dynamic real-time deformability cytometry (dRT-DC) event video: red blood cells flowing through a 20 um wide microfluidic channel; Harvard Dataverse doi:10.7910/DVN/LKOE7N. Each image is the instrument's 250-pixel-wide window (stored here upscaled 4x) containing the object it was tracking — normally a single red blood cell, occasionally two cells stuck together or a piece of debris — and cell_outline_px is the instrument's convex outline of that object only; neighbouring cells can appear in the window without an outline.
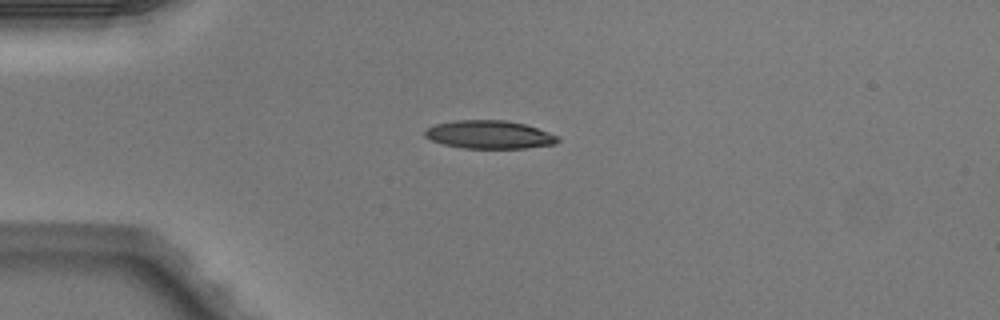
{"species": "Egyptian fruit bat (a non-hibernating species)", "species_latin": "Rousettus aegyptiacus", "temperature_condition": "warm", "stored_images_in_passage": 3, "camera_frame_rate_fps": 3000, "um_per_image_px": 0.085, "animal": {"sex": "male"}, "frame": {"image": 1, "passage_image": 2, "time_ms": 0.333, "image_size_px": [1000, 320], "cell_outline_px": [[560, 140], [556, 144], [524, 148], [464, 148], [444, 144], [432, 140], [424, 136], [424, 128], [436, 124], [456, 120], [504, 120], [524, 124], [560, 136]], "centroid_in_image_um": [41.59, 11.44], "position_along_channel_um": 43.4, "area_um2": 21.79}}